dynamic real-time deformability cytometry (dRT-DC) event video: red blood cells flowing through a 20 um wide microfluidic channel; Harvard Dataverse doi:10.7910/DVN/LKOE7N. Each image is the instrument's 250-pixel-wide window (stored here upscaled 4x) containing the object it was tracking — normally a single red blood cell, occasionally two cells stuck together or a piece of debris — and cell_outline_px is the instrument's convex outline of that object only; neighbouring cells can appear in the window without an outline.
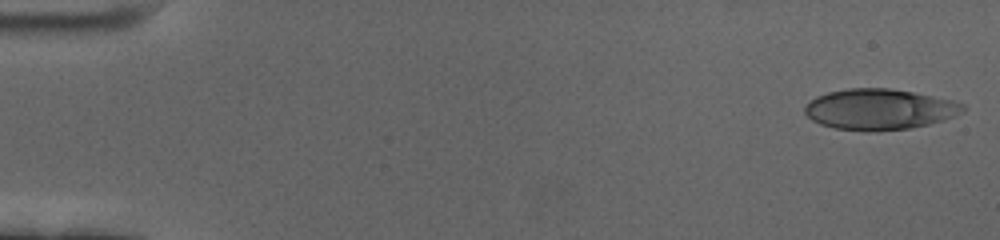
{"species": "human", "species_latin": "Homo sapiens", "temperature_condition": "cold", "stored_images_in_passage": 17, "camera_frame_rate_fps": 3000, "um_per_image_px": 0.085, "donor": {"sex": "female"}, "frame": {"image": 1, "passage_image": 1, "time_ms": 0.0, "image_size_px": [1000, 240], "cell_outline_px": [[964, 112], [956, 116], [944, 120], [912, 128], [868, 132], [864, 132], [836, 128], [820, 124], [812, 120], [804, 112], [804, 108], [816, 96], [828, 92], [848, 88], [888, 88], [912, 92], [952, 100], [964, 104]], "centroid_in_image_um": [74.76, 9.3], "position_along_channel_um": 10.2, "area_um2": 37.63}}